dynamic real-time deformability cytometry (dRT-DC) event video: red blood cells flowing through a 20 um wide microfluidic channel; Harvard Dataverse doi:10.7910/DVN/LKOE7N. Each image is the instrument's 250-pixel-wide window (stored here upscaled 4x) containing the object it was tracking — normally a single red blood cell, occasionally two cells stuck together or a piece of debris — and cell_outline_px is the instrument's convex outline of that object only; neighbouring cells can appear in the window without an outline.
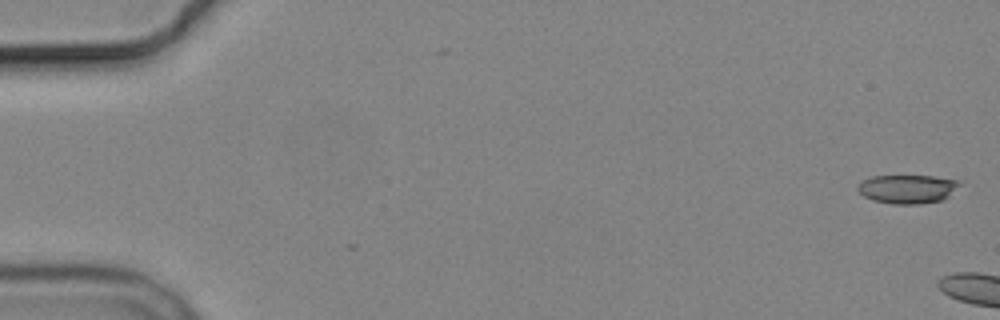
{"species": "common noctule bat (a hibernating species)", "species_latin": "Nyctalus noctula", "temperature_condition": "cold", "stored_images_in_passage": 3, "camera_frame_rate_fps": 3000, "um_per_image_px": 0.085, "animal": {"sex": "male", "body_mass_g": 19.2, "forearm_length_mm": 51.8}, "frame": {"image": 1, "passage_image": 1, "time_ms": 0.0, "image_size_px": [1000, 320], "cell_outline_px": [[964, 184], [944, 200], [920, 204], [892, 204], [872, 200], [864, 196], [856, 188], [860, 180], [872, 176], [932, 176], [960, 180]], "centroid_in_image_um": [77.18, 16.06], "position_along_channel_um": 7.8, "area_um2": 17.46}}